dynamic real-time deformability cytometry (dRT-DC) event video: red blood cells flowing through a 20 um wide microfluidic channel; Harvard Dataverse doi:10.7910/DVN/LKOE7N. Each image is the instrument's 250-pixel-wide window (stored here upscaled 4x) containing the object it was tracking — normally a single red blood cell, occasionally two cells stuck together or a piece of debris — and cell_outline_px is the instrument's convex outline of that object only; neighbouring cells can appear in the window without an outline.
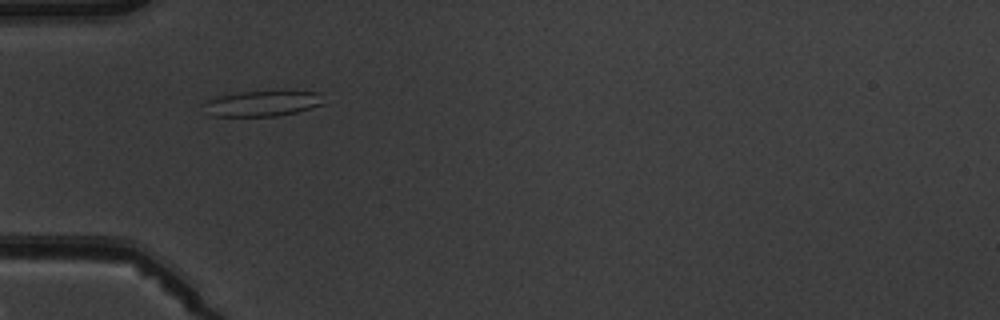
{"species": "common noctule bat (a hibernating species)", "species_latin": "Nyctalus noctula", "temperature_condition": "warm", "stored_images_in_passage": 2, "camera_frame_rate_fps": 3000, "um_per_image_px": 0.085, "animal": {"sex": "male", "body_mass_g": 19.5, "forearm_length_mm": 54.6}, "frame": {"image": 1, "passage_image": 1, "time_ms": 0.0, "image_size_px": [1000, 320], "cell_outline_px": [[324, 104], [296, 112], [276, 116], [212, 116], [200, 104], [208, 100], [220, 96], [240, 92], [288, 88], [324, 92]], "centroid_in_image_um": [22.44, 8.73], "position_along_channel_um": 62.6, "area_um2": 18.9}}
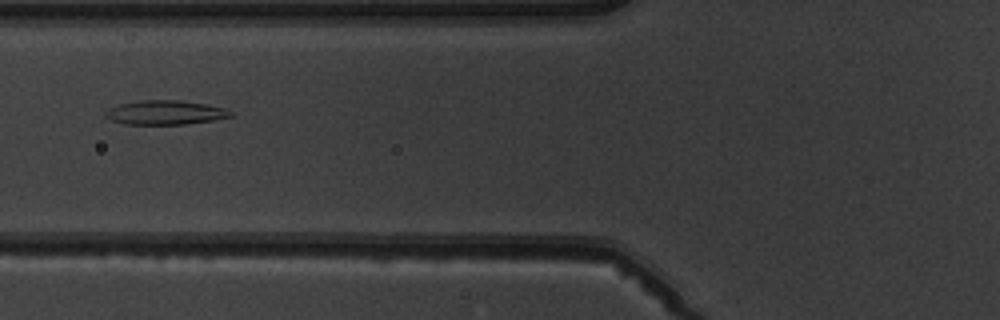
{"frame": {"image": 2, "passage_image": 2, "time_ms": 1.333, "image_size_px": [1000, 320], "cell_outline_px": [[232, 116], [212, 120], [184, 124], [124, 124], [112, 120], [104, 116], [104, 112], [108, 108], [120, 104], [136, 100], [180, 100], [204, 104], [224, 108], [232, 112]], "centroid_in_image_um": [13.99, 9.56], "position_along_channel_um": 111.8, "area_um2": 17.57}}